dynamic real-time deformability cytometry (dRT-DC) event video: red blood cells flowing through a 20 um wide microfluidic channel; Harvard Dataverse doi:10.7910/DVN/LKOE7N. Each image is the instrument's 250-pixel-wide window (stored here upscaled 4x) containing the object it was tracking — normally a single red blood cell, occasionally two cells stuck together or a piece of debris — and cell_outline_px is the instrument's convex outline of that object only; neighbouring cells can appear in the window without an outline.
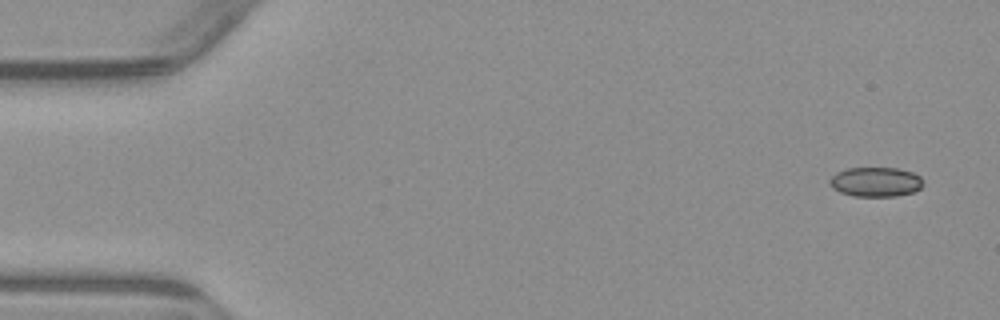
{"species": "common noctule bat (a hibernating species)", "species_latin": "Nyctalus noctula", "temperature_condition": "warm", "stored_images_in_passage": 6, "camera_frame_rate_fps": 3000, "um_per_image_px": 0.085, "animal": {"sex": "male", "body_mass_g": 23.1, "forearm_length_mm": 52.7}, "frame": {"image": 1, "passage_image": 1, "time_ms": 0.0, "image_size_px": [1000, 320], "cell_outline_px": [[924, 184], [920, 188], [912, 192], [896, 196], [852, 196], [840, 192], [832, 188], [828, 184], [828, 180], [836, 172], [848, 168], [896, 168], [912, 172], [920, 176], [924, 180]], "centroid_in_image_um": [74.41, 15.46], "position_along_channel_um": 10.6, "area_um2": 16.24}}
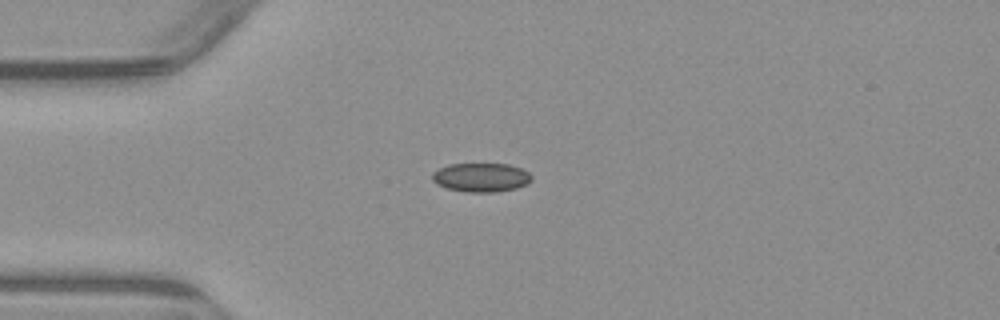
{"frame": {"image": 2, "passage_image": 4, "time_ms": 3.667, "image_size_px": [1000, 320], "cell_outline_px": [[532, 180], [528, 184], [516, 188], [496, 192], [468, 192], [448, 188], [436, 184], [432, 180], [432, 172], [448, 164], [508, 164], [520, 168], [528, 172], [532, 176]], "centroid_in_image_um": [40.9, 15.08], "position_along_channel_um": 44.1, "area_um2": 16.76}}
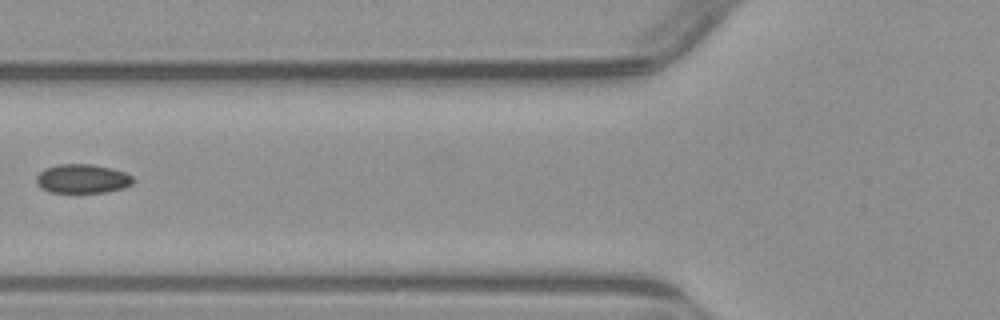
{"frame": {"image": 3, "passage_image": 6, "time_ms": 6.0, "image_size_px": [1000, 320], "cell_outline_px": [[136, 180], [132, 184], [124, 188], [108, 192], [48, 192], [40, 188], [36, 184], [36, 176], [44, 168], [60, 164], [92, 164], [124, 172], [132, 176]], "centroid_in_image_um": [6.99, 15.2], "position_along_channel_um": 118.8, "area_um2": 16.47}}